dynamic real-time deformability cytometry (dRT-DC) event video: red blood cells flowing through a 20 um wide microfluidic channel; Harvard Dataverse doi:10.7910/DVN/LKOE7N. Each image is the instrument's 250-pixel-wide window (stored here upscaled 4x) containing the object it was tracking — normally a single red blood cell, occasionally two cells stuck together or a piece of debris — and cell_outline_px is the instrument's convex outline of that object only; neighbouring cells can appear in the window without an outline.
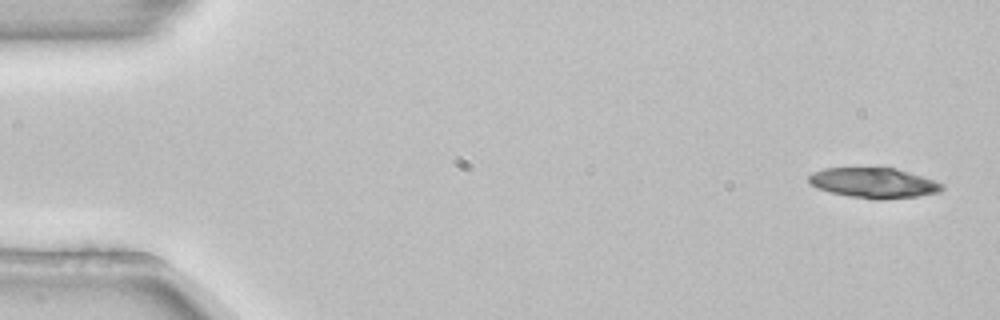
{"species": "common noctule bat (a hibernating species)", "species_latin": "Nyctalus noctula", "temperature_condition": "room temperature", "stored_images_in_passage": 5, "camera_frame_rate_fps": 3000, "um_per_image_px": 0.085, "animal": {"sex": "female", "body_mass_g": 22.7, "forearm_length_mm": 54.2}, "frame": {"image": 1, "passage_image": 1, "time_ms": 0.0, "image_size_px": [1000, 320], "cell_outline_px": [[944, 188], [940, 192], [916, 196], [884, 200], [872, 200], [848, 196], [816, 188], [808, 184], [808, 176], [812, 172], [824, 168], [892, 168], [908, 172], [936, 180], [944, 184]], "centroid_in_image_um": [74.25, 15.56], "position_along_channel_um": 10.7, "area_um2": 23.64}}
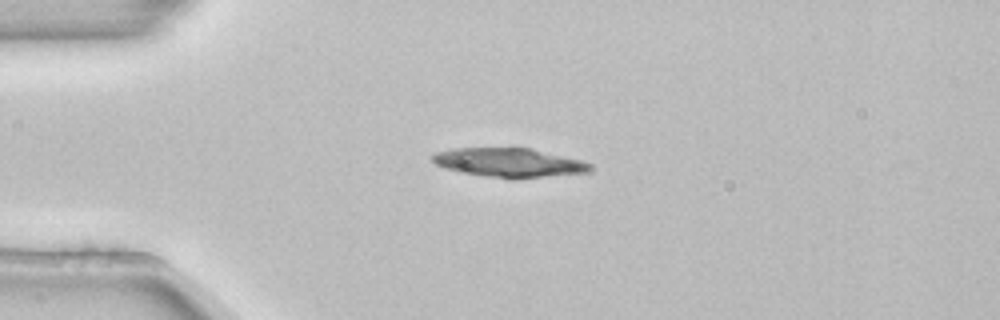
{"frame": {"image": 2, "passage_image": 4, "time_ms": 1.0, "image_size_px": [1000, 320], "cell_outline_px": [[592, 168], [588, 172], [540, 176], [484, 176], [460, 172], [444, 168], [436, 164], [432, 160], [432, 156], [436, 152], [452, 148], [512, 144], [516, 144], [580, 160], [592, 164]], "centroid_in_image_um": [43.18, 13.72], "position_along_channel_um": 41.8, "area_um2": 26.99}}